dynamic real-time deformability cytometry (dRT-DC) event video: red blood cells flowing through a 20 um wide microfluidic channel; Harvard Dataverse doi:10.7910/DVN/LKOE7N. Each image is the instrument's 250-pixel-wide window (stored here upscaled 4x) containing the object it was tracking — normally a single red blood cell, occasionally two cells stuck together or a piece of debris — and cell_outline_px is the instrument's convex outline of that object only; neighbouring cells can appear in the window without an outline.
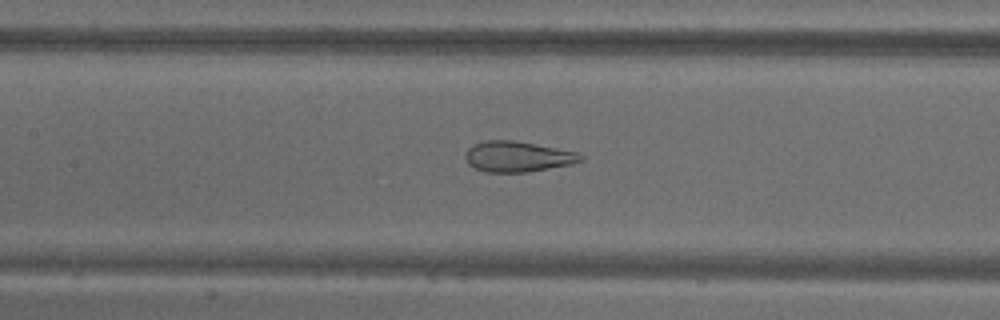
{"species": "common noctule bat (a hibernating species)", "species_latin": "Nyctalus noctula", "temperature_condition": "warm", "stored_images_in_passage": 70, "camera_frame_rate_fps": 3000, "um_per_image_px": 0.085, "animal": {"sex": "male", "body_mass_g": 18.8}, "frame": {"image": 1, "passage_image": 33, "time_ms": 10.667, "image_size_px": [1000, 320], "cell_outline_px": [[584, 160], [572, 164], [528, 172], [484, 172], [468, 164], [464, 156], [468, 148], [484, 140], [516, 140], [576, 152], [584, 156]], "centroid_in_image_um": [44.0, 13.31], "position_along_channel_um": 163.4, "area_um2": 20.58}}
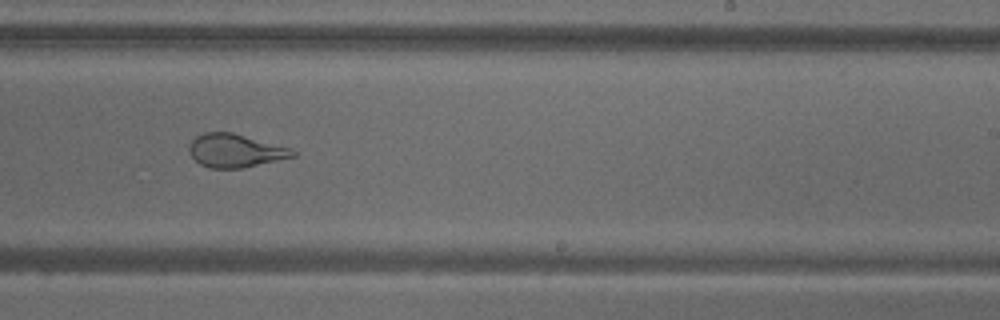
{"frame": {"image": 2, "passage_image": 44, "time_ms": 14.333, "image_size_px": [1000, 320], "cell_outline_px": [[296, 156], [240, 168], [212, 168], [200, 164], [192, 156], [188, 148], [192, 140], [196, 136], [204, 132], [232, 132], [288, 148], [296, 152]], "centroid_in_image_um": [19.95, 12.8], "position_along_channel_um": 269.0, "area_um2": 19.65}}
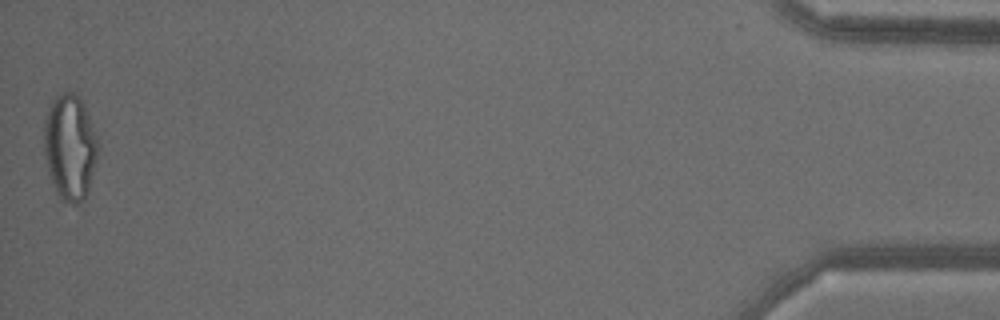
{"frame": {"image": 3, "passage_image": 70, "time_ms": 23.0, "image_size_px": [1000, 320], "cell_outline_px": [[100, 148], [88, 192], [84, 200], [76, 204], [72, 204], [60, 200], [56, 192], [48, 172], [44, 156], [44, 120], [48, 108], [52, 100], [56, 96], [64, 92], [76, 92], [80, 96], [96, 136]], "centroid_in_image_um": [5.94, 12.52], "position_along_channel_um": 429.3, "area_um2": 33.64}}